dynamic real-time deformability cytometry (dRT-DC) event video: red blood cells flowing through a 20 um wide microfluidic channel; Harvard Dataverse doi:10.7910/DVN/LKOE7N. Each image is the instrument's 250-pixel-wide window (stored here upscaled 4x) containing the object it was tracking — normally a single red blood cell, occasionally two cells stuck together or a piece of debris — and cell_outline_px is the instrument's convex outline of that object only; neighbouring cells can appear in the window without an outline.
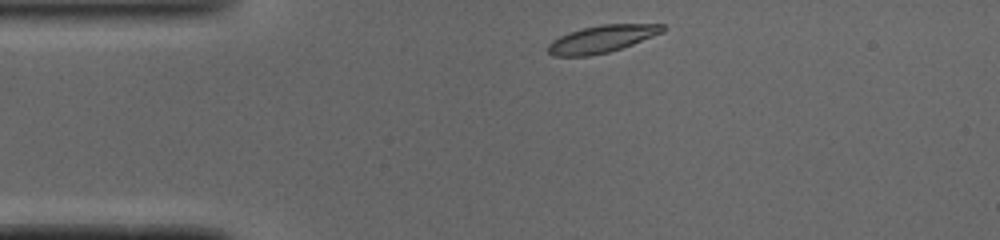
{"species": "common noctule bat (a hibernating species)", "species_latin": "Nyctalus noctula", "temperature_condition": "cold", "stored_images_in_passage": 40, "camera_frame_rate_fps": 3000, "um_per_image_px": 0.085, "animal": {"sex": "male", "body_mass_g": 19.0, "forearm_length_mm": 50.8}, "frame": {"image": 1, "passage_image": 1, "time_ms": 0.0, "image_size_px": [1000, 240], "cell_outline_px": [[668, 28], [664, 32], [632, 44], [608, 52], [588, 56], [552, 56], [548, 52], [548, 44], [552, 40], [568, 32], [600, 24], [664, 24]], "centroid_in_image_um": [51.17, 3.3], "position_along_channel_um": 33.8, "area_um2": 18.21}}
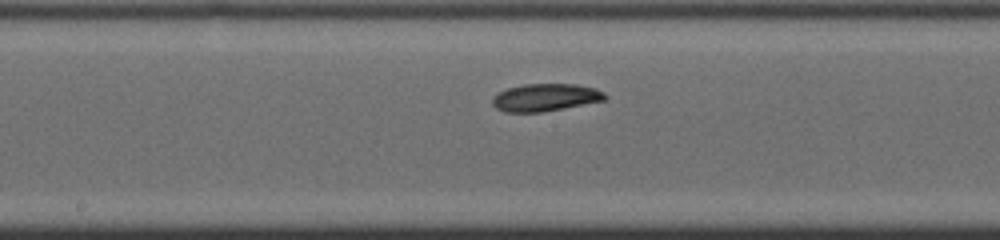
{"frame": {"image": 2, "passage_image": 16, "time_ms": 5.0, "image_size_px": [1000, 240], "cell_outline_px": [[608, 96], [604, 100], [564, 108], [540, 112], [504, 112], [496, 108], [492, 104], [492, 96], [508, 88], [524, 84], [576, 84], [596, 88], [604, 92]], "centroid_in_image_um": [46.35, 8.28], "position_along_channel_um": 201.8, "area_um2": 18.03}}
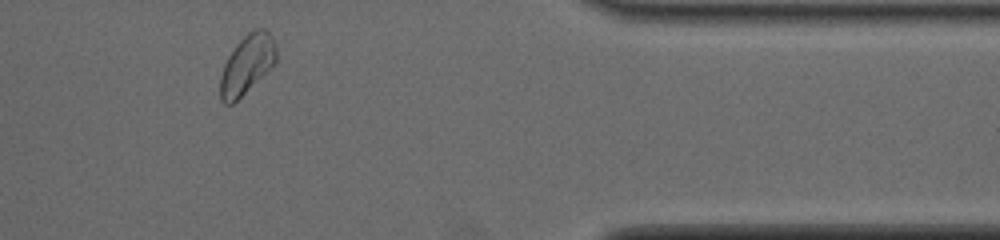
{"frame": {"image": 3, "passage_image": 32, "time_ms": 10.333, "image_size_px": [1000, 240], "cell_outline_px": [[276, 60], [232, 104], [224, 104], [220, 100], [220, 76], [224, 64], [228, 56], [236, 44], [248, 32], [256, 28], [264, 28], [272, 36], [276, 44]], "centroid_in_image_um": [20.96, 5.43], "position_along_channel_um": 390.4, "area_um2": 18.73}, "authors_computed_cell_mechanics": {"area_um2": 18.1781, "velocity_mm_per_s": 4.0454, "shape_relaxation_time_tau1_ms": 5.8628, "shape_relaxation_time_tau2_ms": null, "deformation_change_tau1": 0.1456, "deformation_change_tau2": null}}